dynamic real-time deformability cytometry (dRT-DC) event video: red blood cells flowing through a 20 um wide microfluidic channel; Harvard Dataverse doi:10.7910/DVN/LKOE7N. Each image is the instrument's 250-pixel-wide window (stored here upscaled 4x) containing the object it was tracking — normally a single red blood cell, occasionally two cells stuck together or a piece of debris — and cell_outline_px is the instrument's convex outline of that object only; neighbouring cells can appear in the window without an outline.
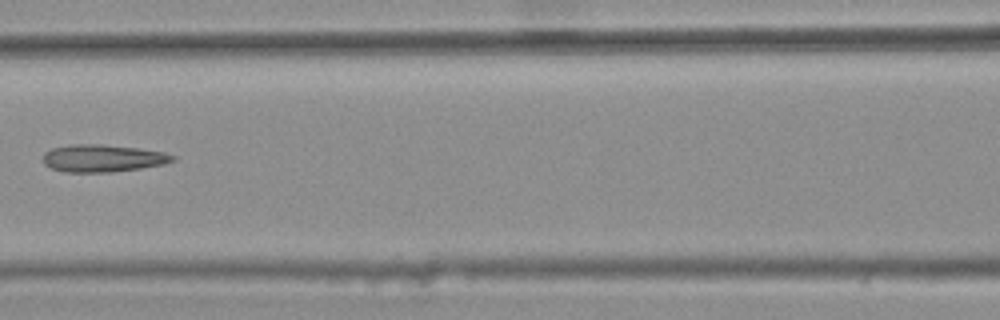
{"species": "common noctule bat (a hibernating species)", "species_latin": "Nyctalus noctula", "temperature_condition": "warm", "stored_images_in_passage": 8, "camera_frame_rate_fps": 3000, "um_per_image_px": 0.085, "animal": {"sex": "female", "body_mass_g": 25.1}, "frame": {"image": 1, "passage_image": 7, "time_ms": 2.0, "image_size_px": [1000, 320], "cell_outline_px": [[176, 160], [164, 164], [140, 168], [112, 172], [64, 172], [52, 168], [44, 164], [44, 152], [52, 148], [72, 144], [100, 144], [136, 148], [164, 152], [176, 156]], "centroid_in_image_um": [8.74, 13.45], "position_along_channel_um": 157.9, "area_um2": 20.63}}
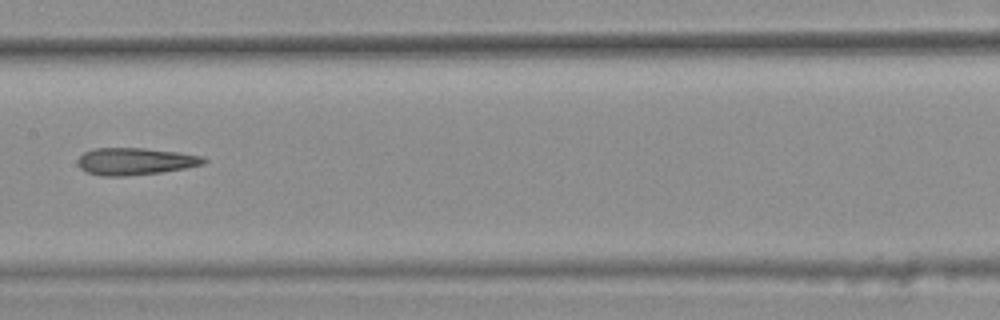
{"frame": {"image": 2, "passage_image": 8, "time_ms": 2.333, "image_size_px": [1000, 320], "cell_outline_px": [[208, 160], [204, 164], [184, 168], [160, 172], [124, 176], [100, 176], [88, 172], [80, 168], [76, 164], [76, 160], [84, 152], [92, 148], [144, 148], [176, 152], [204, 156]], "centroid_in_image_um": [11.45, 13.71], "position_along_channel_um": 195.9, "area_um2": 19.94}}